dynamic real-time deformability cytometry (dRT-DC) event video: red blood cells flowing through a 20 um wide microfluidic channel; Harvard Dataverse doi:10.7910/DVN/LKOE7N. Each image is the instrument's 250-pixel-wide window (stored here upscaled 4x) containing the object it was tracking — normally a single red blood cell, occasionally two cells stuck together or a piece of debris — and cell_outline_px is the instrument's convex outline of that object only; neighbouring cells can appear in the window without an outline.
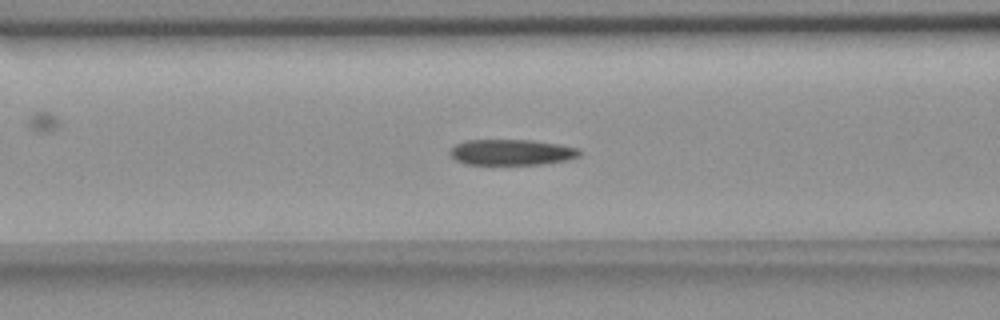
{"species": "common noctule bat (a hibernating species)", "species_latin": "Nyctalus noctula", "temperature_condition": "room temperature", "stored_images_in_passage": 42, "camera_frame_rate_fps": 3000, "um_per_image_px": 0.085, "animal": {"sex": "female", "body_mass_g": 18.4}, "frame": {"image": 1, "passage_image": 8, "time_ms": 2.333, "image_size_px": [1000, 320], "cell_outline_px": [[584, 152], [580, 156], [568, 160], [540, 164], [468, 164], [456, 160], [448, 152], [456, 144], [464, 140], [532, 140], [560, 144], [580, 148]], "centroid_in_image_um": [43.55, 12.93], "position_along_channel_um": 123.1, "area_um2": 19.59}}
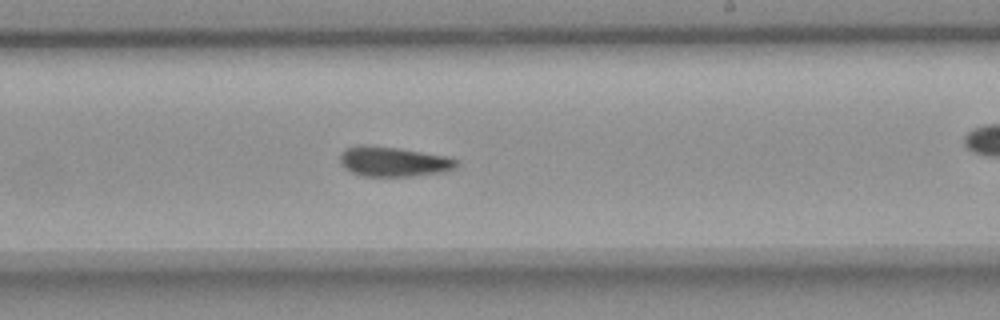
{"frame": {"image": 2, "passage_image": 19, "time_ms": 6.0, "image_size_px": [1000, 320], "cell_outline_px": [[460, 164], [456, 168], [440, 172], [412, 176], [364, 176], [352, 172], [344, 168], [340, 164], [340, 152], [344, 148], [356, 144], [368, 144], [400, 148], [448, 156], [456, 160]], "centroid_in_image_um": [33.4, 13.71], "position_along_channel_um": 255.6, "area_um2": 20.63}}
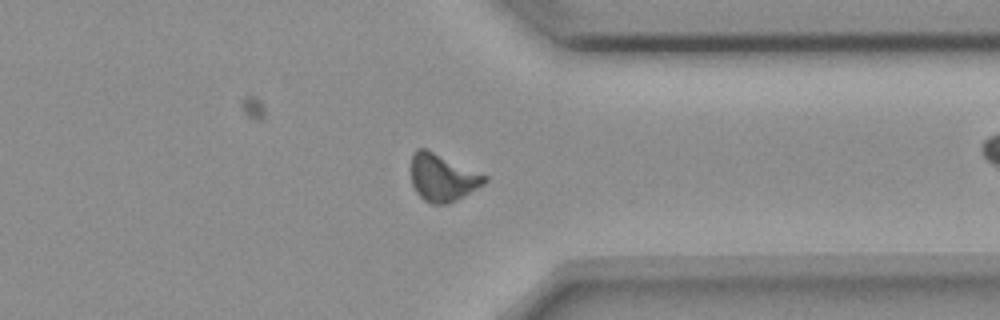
{"frame": {"image": 3, "passage_image": 29, "time_ms": 9.333, "image_size_px": [1000, 320], "cell_outline_px": [[488, 180], [484, 184], [456, 200], [448, 204], [432, 204], [424, 200], [416, 192], [412, 184], [412, 152], [416, 148], [428, 148], [488, 176]], "centroid_in_image_um": [37.61, 15.07], "position_along_channel_um": 373.8, "area_um2": 20.4}, "authors_computed_cell_mechanics": {"area_um2": 19.9988, "velocity_mm_per_s": 3.6277, "shape_relaxation_time_tau1_ms": null, "shape_relaxation_time_tau2_ms": 4.7177, "deformation_change_tau1": null, "deformation_change_tau2": 0.1149}}